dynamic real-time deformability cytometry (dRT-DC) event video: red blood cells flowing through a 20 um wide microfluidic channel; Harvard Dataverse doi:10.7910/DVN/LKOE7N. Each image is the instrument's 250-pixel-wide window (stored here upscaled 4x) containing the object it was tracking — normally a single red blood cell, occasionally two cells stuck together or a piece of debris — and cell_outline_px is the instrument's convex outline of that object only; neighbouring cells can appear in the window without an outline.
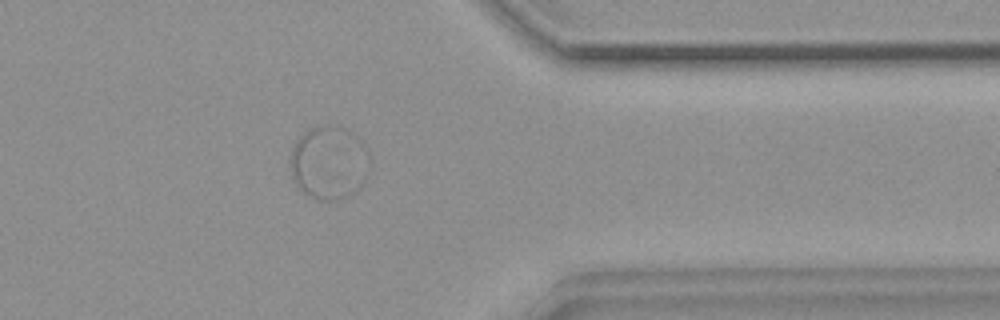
{"species": "common noctule bat (a hibernating species)", "species_latin": "Nyctalus noctula", "temperature_condition": "warm", "stored_images_in_passage": 47, "segment_of_instrument_passage": [3, 3], "camera_frame_rate_fps": 3000, "um_per_image_px": 0.085, "animal": {"sex": "female", "body_mass_g": 18.4}, "frame": {"image": 1, "passage_image": 37, "time_ms": 12.0, "image_size_px": [1000, 320], "cell_outline_px": [[372, 160], [368, 172], [360, 188], [348, 196], [336, 200], [320, 200], [304, 192], [292, 180], [288, 168], [288, 160], [292, 148], [296, 140], [308, 128], [324, 124], [332, 124], [344, 128], [352, 132], [364, 144]], "centroid_in_image_um": [27.95, 13.8], "position_along_channel_um": 383.4, "area_um2": 34.8}}
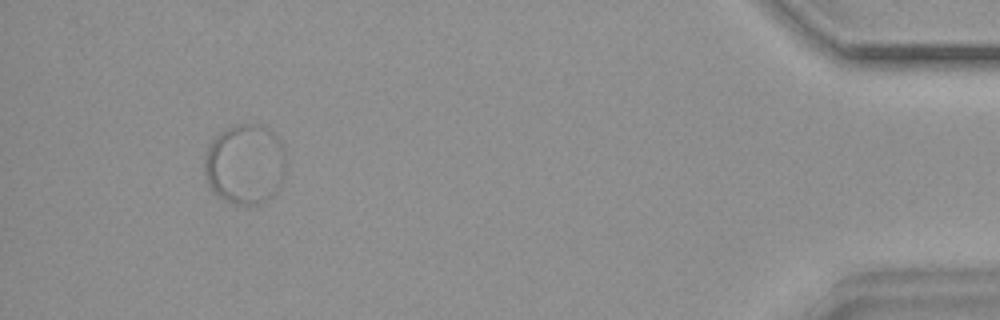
{"frame": {"image": 2, "passage_image": 44, "time_ms": 14.333, "image_size_px": [1000, 320], "cell_outline_px": [[288, 164], [280, 188], [260, 204], [236, 204], [220, 196], [208, 184], [204, 172], [204, 156], [212, 140], [224, 128], [236, 124], [260, 124], [268, 128], [284, 144]], "centroid_in_image_um": [20.88, 13.92], "position_along_channel_um": 414.3, "area_um2": 38.55}}